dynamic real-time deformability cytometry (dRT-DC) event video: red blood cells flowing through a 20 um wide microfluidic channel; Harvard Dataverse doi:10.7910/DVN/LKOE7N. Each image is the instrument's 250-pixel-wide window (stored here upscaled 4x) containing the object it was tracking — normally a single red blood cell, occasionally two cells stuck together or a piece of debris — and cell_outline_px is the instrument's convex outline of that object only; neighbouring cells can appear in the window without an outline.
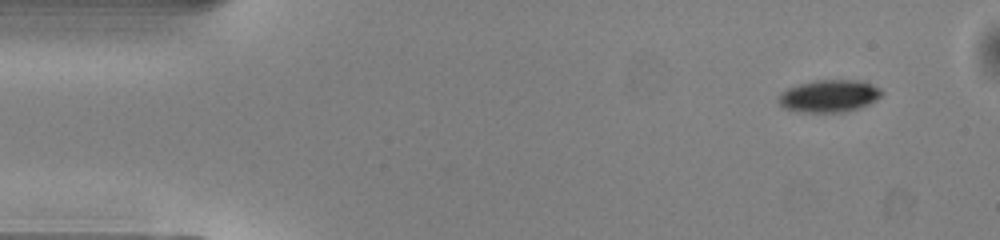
{"species": "common noctule bat (a hibernating species)", "species_latin": "Nyctalus noctula", "temperature_condition": "warm", "stored_images_in_passage": 28, "camera_frame_rate_fps": 3000, "um_per_image_px": 0.085, "animal": {"sex": "male", "body_mass_g": 13.0, "forearm_length_mm": 53.1}, "frame": {"image": 1, "passage_image": 1, "time_ms": 0.0, "image_size_px": [1000, 240], "cell_outline_px": [[884, 92], [876, 100], [860, 108], [844, 112], [800, 112], [784, 108], [776, 100], [776, 96], [780, 92], [788, 88], [800, 84], [816, 80], [860, 80], [872, 84], [880, 88]], "centroid_in_image_um": [70.46, 8.16], "position_along_channel_um": 14.5, "area_um2": 19.65}}
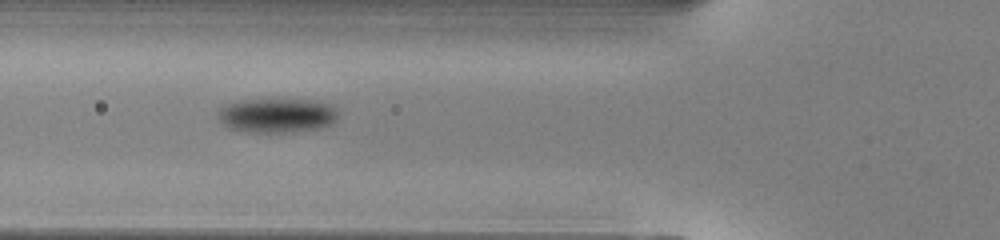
{"frame": {"image": 2, "passage_image": 15, "time_ms": 4.667, "image_size_px": [1000, 240], "cell_outline_px": [[336, 120], [332, 124], [320, 128], [284, 132], [248, 132], [232, 128], [224, 124], [220, 120], [220, 108], [224, 104], [240, 100], [276, 96], [316, 100], [328, 104], [336, 108]], "centroid_in_image_um": [23.56, 9.74], "position_along_channel_um": 102.2, "area_um2": 24.8}}
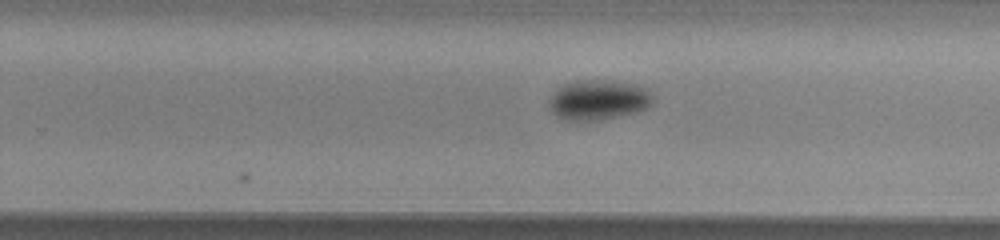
{"frame": {"image": 3, "passage_image": 28, "time_ms": 9.0, "image_size_px": [1000, 240], "cell_outline_px": [[652, 104], [648, 108], [636, 112], [596, 120], [564, 120], [556, 116], [552, 112], [548, 104], [548, 100], [564, 84], [592, 80], [604, 80], [632, 84], [648, 88], [652, 96]], "centroid_in_image_um": [50.88, 8.51], "position_along_channel_um": 278.9, "area_um2": 23.76}}